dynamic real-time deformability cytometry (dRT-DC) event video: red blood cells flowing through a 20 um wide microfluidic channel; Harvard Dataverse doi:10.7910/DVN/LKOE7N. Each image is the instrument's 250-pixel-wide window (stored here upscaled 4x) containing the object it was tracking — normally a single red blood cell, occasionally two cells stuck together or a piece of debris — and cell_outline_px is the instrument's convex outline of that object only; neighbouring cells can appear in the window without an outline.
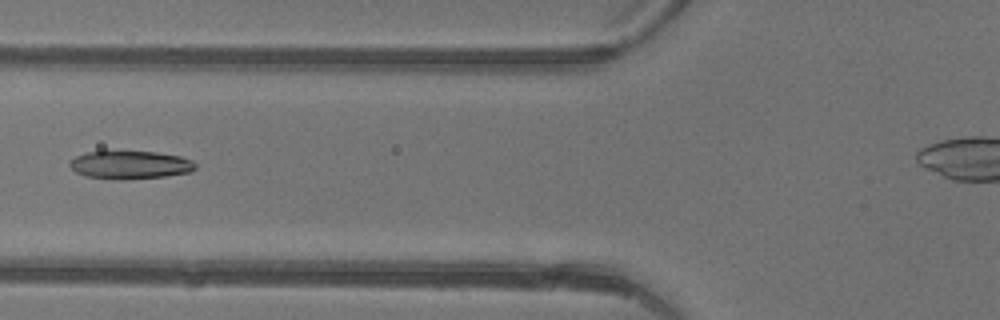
{"species": "common noctule bat (a hibernating species)", "species_latin": "Nyctalus noctula", "temperature_condition": "warm", "stored_images_in_passage": 41, "camera_frame_rate_fps": 3000, "um_per_image_px": 0.085, "animal": {"sex": "female"}, "frame": {"image": 1, "passage_image": 17, "time_ms": 5.333, "image_size_px": [1000, 320], "cell_outline_px": [[196, 168], [192, 172], [164, 176], [112, 180], [88, 176], [76, 172], [68, 164], [76, 156], [88, 152], [156, 152], [180, 156], [192, 160], [196, 164]], "centroid_in_image_um": [11.1, 14.02], "position_along_channel_um": 114.7, "area_um2": 20.29}}
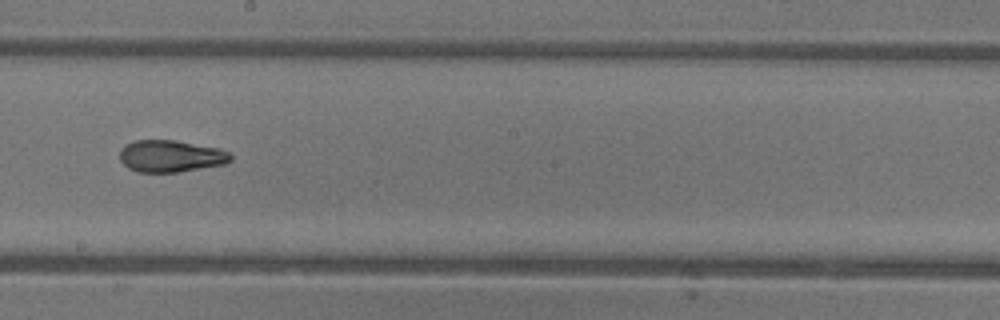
{"frame": {"image": 2, "passage_image": 25, "time_ms": 8.0, "image_size_px": [1000, 320], "cell_outline_px": [[232, 160], [224, 164], [176, 172], [140, 172], [128, 168], [120, 160], [120, 148], [124, 144], [136, 140], [176, 140], [220, 148], [228, 152], [232, 156]], "centroid_in_image_um": [14.5, 13.26], "position_along_channel_um": 233.7, "area_um2": 20.69}}
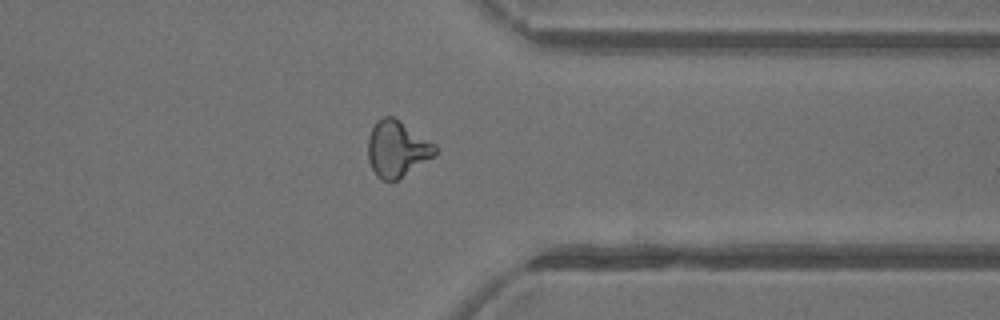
{"frame": {"image": 3, "passage_image": 35, "time_ms": 11.333, "image_size_px": [1000, 320], "cell_outline_px": [[436, 156], [396, 180], [384, 180], [376, 176], [368, 160], [368, 136], [376, 120], [384, 116], [392, 116], [400, 120], [436, 144]], "centroid_in_image_um": [33.75, 12.63], "position_along_channel_um": 377.6, "area_um2": 22.08}}